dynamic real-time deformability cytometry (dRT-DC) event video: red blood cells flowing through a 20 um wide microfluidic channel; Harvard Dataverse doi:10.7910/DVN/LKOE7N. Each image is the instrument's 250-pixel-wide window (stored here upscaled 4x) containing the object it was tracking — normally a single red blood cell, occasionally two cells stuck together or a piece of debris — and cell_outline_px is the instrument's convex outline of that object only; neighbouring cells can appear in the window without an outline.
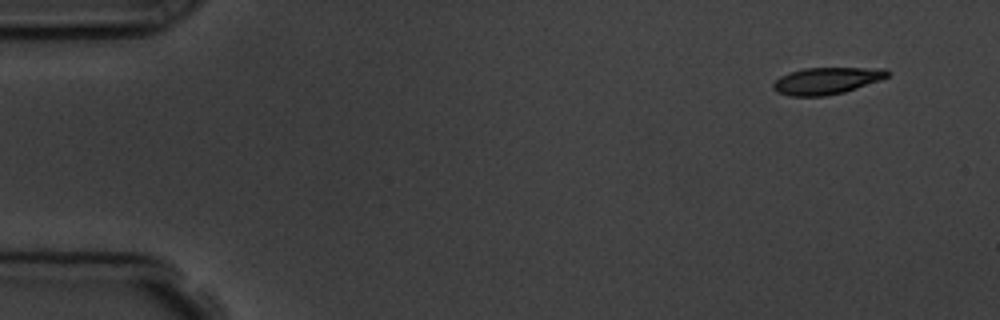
{"species": "common noctule bat (a hibernating species)", "species_latin": "Nyctalus noctula", "temperature_condition": "room temperature", "stored_images_in_passage": 4, "camera_frame_rate_fps": 3000, "um_per_image_px": 0.085, "animal": {"sex": "male", "body_mass_g": 19.5, "forearm_length_mm": 54.6}, "frame": {"image": 1, "passage_image": 1, "time_ms": 0.0, "image_size_px": [1000, 320], "cell_outline_px": [[888, 76], [880, 80], [844, 92], [824, 96], [788, 96], [776, 92], [772, 88], [772, 84], [780, 76], [788, 72], [804, 68], [884, 68], [888, 72]], "centroid_in_image_um": [70.2, 6.87], "position_along_channel_um": 14.8, "area_um2": 17.86}}
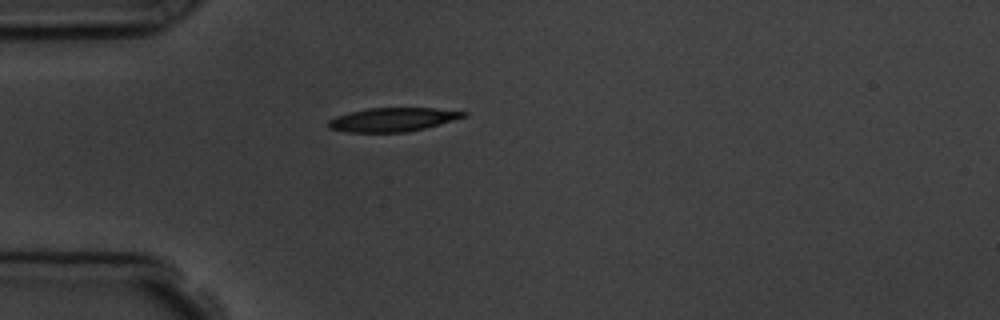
{"frame": {"image": 2, "passage_image": 4, "time_ms": 3.667, "image_size_px": [1000, 320], "cell_outline_px": [[468, 116], [440, 124], [408, 132], [348, 132], [328, 128], [328, 120], [336, 116], [368, 108], [436, 108], [468, 112]], "centroid_in_image_um": [33.41, 10.16], "position_along_channel_um": 51.6, "area_um2": 18.67}}